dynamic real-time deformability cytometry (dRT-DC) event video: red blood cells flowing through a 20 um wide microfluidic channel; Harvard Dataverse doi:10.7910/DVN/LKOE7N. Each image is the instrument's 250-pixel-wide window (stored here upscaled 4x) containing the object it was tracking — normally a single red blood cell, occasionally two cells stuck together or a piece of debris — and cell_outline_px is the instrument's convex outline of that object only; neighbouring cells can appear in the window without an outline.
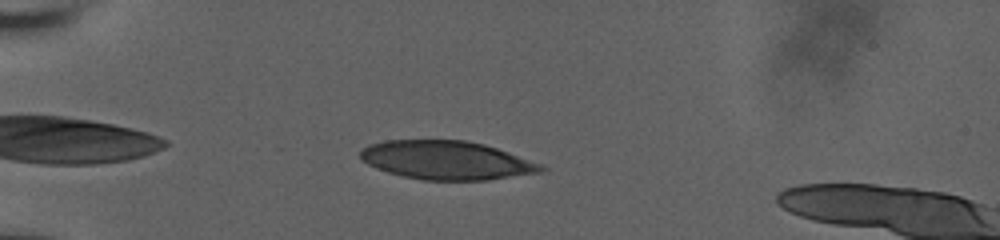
{"species": "human", "species_latin": "Homo sapiens", "temperature_condition": "room temperature", "stored_images_in_passage": 44, "camera_frame_rate_fps": 3000, "um_per_image_px": 0.085, "donor": {"sex": "male"}, "frame": {"image": 1, "passage_image": 5, "time_ms": 1.333, "image_size_px": [1000, 240], "cell_outline_px": [[548, 168], [544, 172], [488, 180], [424, 180], [404, 176], [388, 172], [376, 168], [368, 164], [360, 156], [360, 152], [368, 144], [384, 140], [468, 140], [484, 144], [544, 164]], "centroid_in_image_um": [38.01, 13.62], "position_along_channel_um": 47.0, "area_um2": 40.86}}
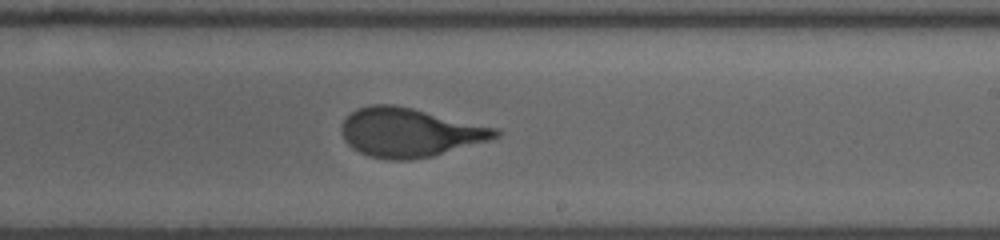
{"frame": {"image": 2, "passage_image": 24, "time_ms": 7.667, "image_size_px": [1000, 240], "cell_outline_px": [[500, 136], [488, 140], [432, 156], [408, 160], [388, 160], [368, 156], [352, 148], [344, 140], [340, 128], [340, 124], [356, 108], [368, 104], [392, 104], [412, 108], [500, 128]], "centroid_in_image_um": [34.79, 11.25], "position_along_channel_um": 254.2, "area_um2": 43.99}}
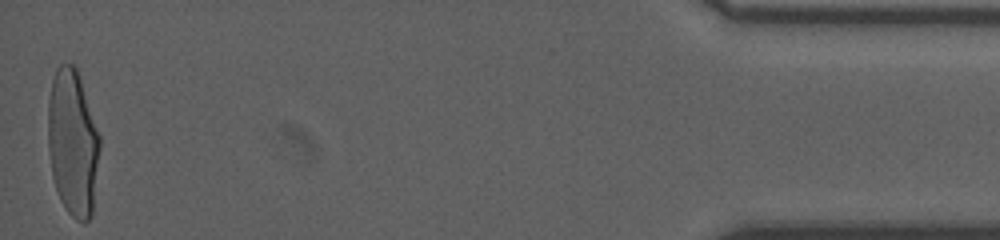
{"frame": {"image": 3, "passage_image": 44, "time_ms": 14.333, "image_size_px": [1000, 240], "cell_outline_px": [[100, 148], [92, 216], [84, 224], [76, 220], [68, 212], [60, 200], [52, 176], [48, 148], [48, 100], [52, 80], [56, 68], [60, 64], [72, 64], [76, 68], [100, 136]], "centroid_in_image_um": [6.18, 12.18], "position_along_channel_um": 429.0, "area_um2": 44.22}, "authors_computed_cell_mechanics": {"area_um2": 43.8413, "velocity_mm_per_s": 3.8311, "shape_relaxation_time_tau1_ms": 5.4017, "shape_relaxation_time_tau2_ms": null, "deformation_change_tau1": 0.2192, "deformation_change_tau2": null}}